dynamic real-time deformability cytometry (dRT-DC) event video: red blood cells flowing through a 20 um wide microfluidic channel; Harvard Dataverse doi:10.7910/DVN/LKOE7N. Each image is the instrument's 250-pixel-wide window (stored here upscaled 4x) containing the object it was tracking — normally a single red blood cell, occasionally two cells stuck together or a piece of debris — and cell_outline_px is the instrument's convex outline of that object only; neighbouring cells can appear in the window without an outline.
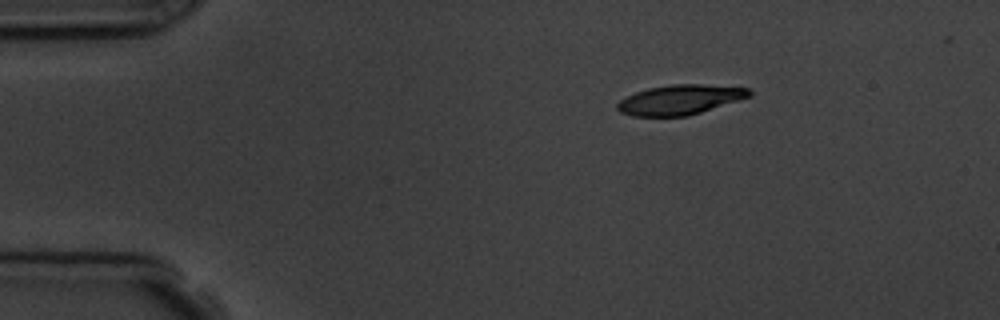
{"species": "common noctule bat (a hibernating species)", "species_latin": "Nyctalus noctula", "temperature_condition": "room temperature", "stored_images_in_passage": 3, "camera_frame_rate_fps": 3000, "um_per_image_px": 0.085, "animal": {"sex": "male", "body_mass_g": 19.5, "forearm_length_mm": 54.6}, "frame": {"image": 1, "passage_image": 1, "time_ms": 0.0, "image_size_px": [1000, 320], "cell_outline_px": [[752, 96], [688, 116], [632, 116], [620, 112], [616, 108], [616, 104], [620, 100], [636, 92], [648, 88], [672, 84], [700, 84], [748, 88], [752, 92]], "centroid_in_image_um": [57.79, 8.48], "position_along_channel_um": 27.2, "area_um2": 22.83}}